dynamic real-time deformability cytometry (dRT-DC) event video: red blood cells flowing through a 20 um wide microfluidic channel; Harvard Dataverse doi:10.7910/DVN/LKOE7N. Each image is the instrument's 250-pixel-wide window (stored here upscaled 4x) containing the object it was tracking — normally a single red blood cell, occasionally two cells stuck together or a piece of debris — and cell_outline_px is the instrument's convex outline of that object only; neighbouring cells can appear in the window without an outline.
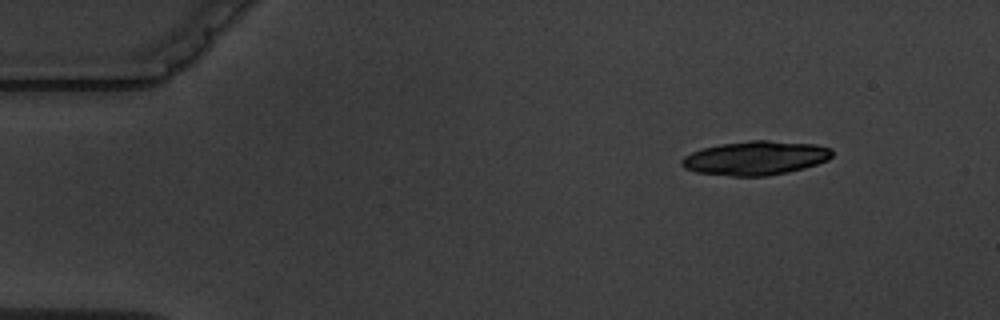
{"species": "common noctule bat (a hibernating species)", "species_latin": "Nyctalus noctula", "temperature_condition": "warm", "stored_images_in_passage": 6, "segment_of_instrument_passage": [2, 2], "camera_frame_rate_fps": 3000, "um_per_image_px": 0.085, "animal": {"sex": "male", "body_mass_g": 19.5, "forearm_length_mm": 54.6}, "frame": {"image": 1, "passage_image": 6, "time_ms": 6.0, "image_size_px": [1000, 320], "cell_outline_px": [[832, 156], [828, 160], [804, 168], [788, 172], [764, 176], [732, 176], [696, 172], [684, 168], [680, 164], [680, 160], [684, 156], [692, 152], [704, 148], [720, 144], [748, 140], [768, 140], [816, 144], [832, 148]], "centroid_in_image_um": [64.22, 13.43], "position_along_channel_um": 20.8, "area_um2": 29.88}}